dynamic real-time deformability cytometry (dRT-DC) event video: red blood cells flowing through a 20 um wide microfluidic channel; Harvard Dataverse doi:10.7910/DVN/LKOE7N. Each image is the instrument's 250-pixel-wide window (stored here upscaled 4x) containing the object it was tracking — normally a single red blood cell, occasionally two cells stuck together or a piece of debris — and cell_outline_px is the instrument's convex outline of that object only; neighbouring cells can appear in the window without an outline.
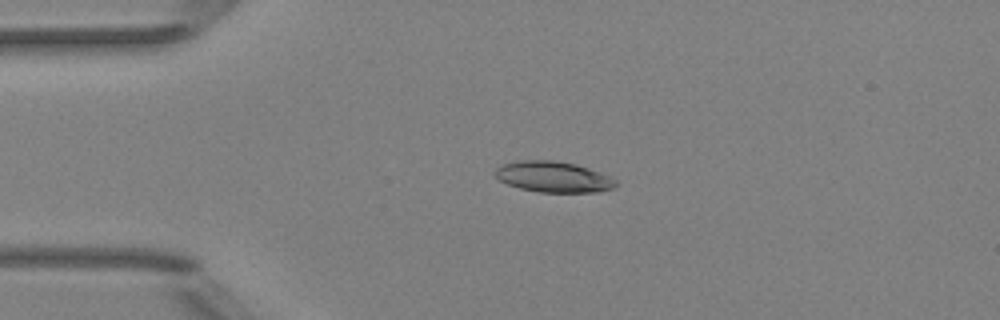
{"species": "Egyptian fruit bat (a non-hibernating species)", "species_latin": "Rousettus aegyptiacus", "temperature_condition": "room temperature", "stored_images_in_passage": 5, "camera_frame_rate_fps": 3000, "um_per_image_px": 0.085, "animal": {"sex": "female"}, "frame": {"image": 1, "passage_image": 3, "time_ms": 2.333, "image_size_px": [1000, 320], "cell_outline_px": [[616, 184], [612, 188], [600, 192], [540, 192], [520, 188], [508, 184], [500, 180], [496, 176], [496, 168], [500, 164], [516, 160], [552, 160], [576, 164], [600, 172], [616, 180]], "centroid_in_image_um": [47.02, 15.02], "position_along_channel_um": 38.0, "area_um2": 21.62}}
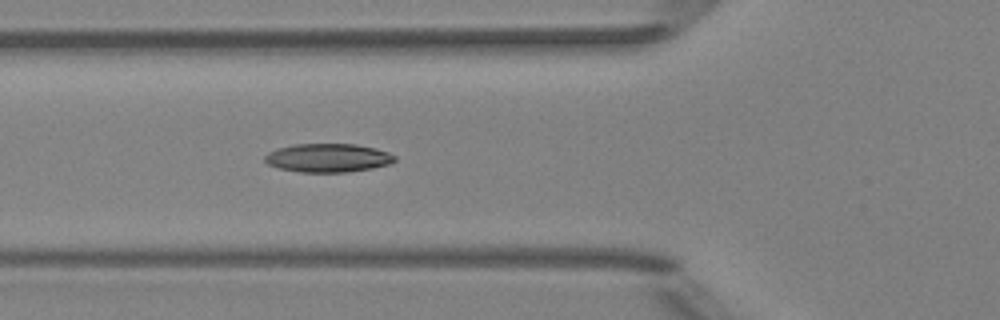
{"frame": {"image": 2, "passage_image": 5, "time_ms": 4.667, "image_size_px": [1000, 320], "cell_outline_px": [[396, 160], [388, 164], [372, 168], [348, 172], [300, 172], [280, 168], [268, 164], [264, 160], [264, 156], [268, 152], [276, 148], [292, 144], [356, 144], [376, 148], [388, 152], [396, 156]], "centroid_in_image_um": [27.87, 13.41], "position_along_channel_um": 97.9, "area_um2": 21.73}}